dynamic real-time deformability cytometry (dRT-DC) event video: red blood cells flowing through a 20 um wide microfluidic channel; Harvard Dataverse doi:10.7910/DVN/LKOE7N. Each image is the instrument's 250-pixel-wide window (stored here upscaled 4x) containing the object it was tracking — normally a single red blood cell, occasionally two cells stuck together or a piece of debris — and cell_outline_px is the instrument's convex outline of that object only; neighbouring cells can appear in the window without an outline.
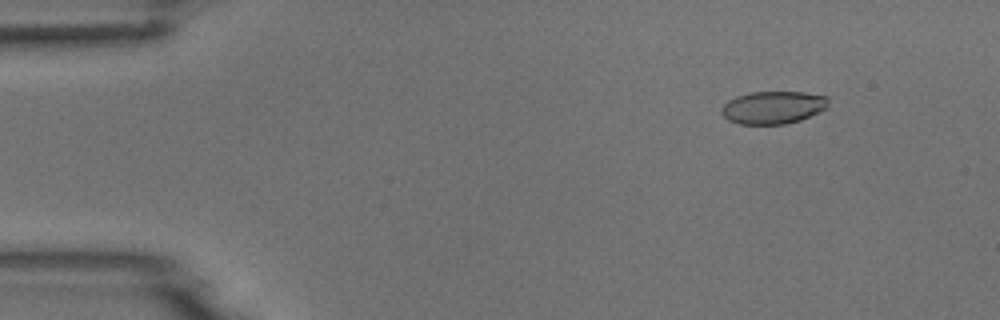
{"species": "common noctule bat (a hibernating species)", "species_latin": "Nyctalus noctula", "temperature_condition": "room temperature", "stored_images_in_passage": 54, "camera_frame_rate_fps": 3000, "um_per_image_px": 0.085, "animal": {"sex": "male", "body_mass_g": 18.8}, "frame": {"image": 1, "passage_image": 7, "time_ms": 2.0, "image_size_px": [1000, 320], "cell_outline_px": [[828, 108], [800, 120], [784, 124], [740, 124], [728, 120], [720, 112], [720, 108], [728, 100], [736, 96], [752, 92], [804, 92], [828, 96]], "centroid_in_image_um": [65.71, 9.13], "position_along_channel_um": 19.3, "area_um2": 20.46}}
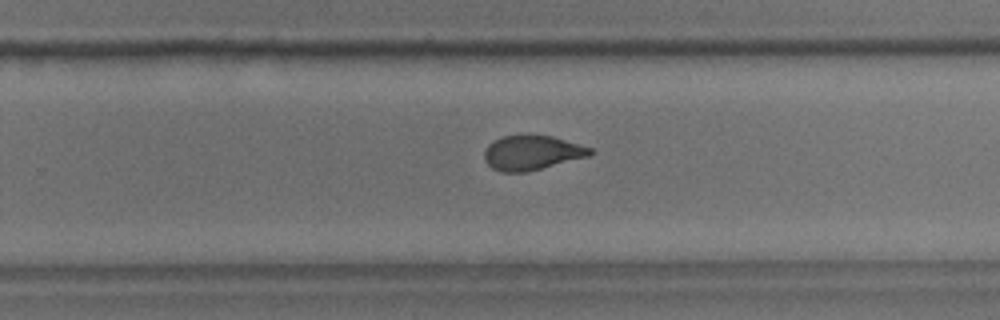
{"frame": {"image": 2, "passage_image": 35, "time_ms": 11.333, "image_size_px": [1000, 320], "cell_outline_px": [[596, 152], [588, 156], [528, 172], [500, 172], [492, 168], [484, 160], [484, 152], [488, 144], [504, 136], [552, 136], [592, 148]], "centroid_in_image_um": [45.21, 13.0], "position_along_channel_um": 284.6, "area_um2": 21.1}}
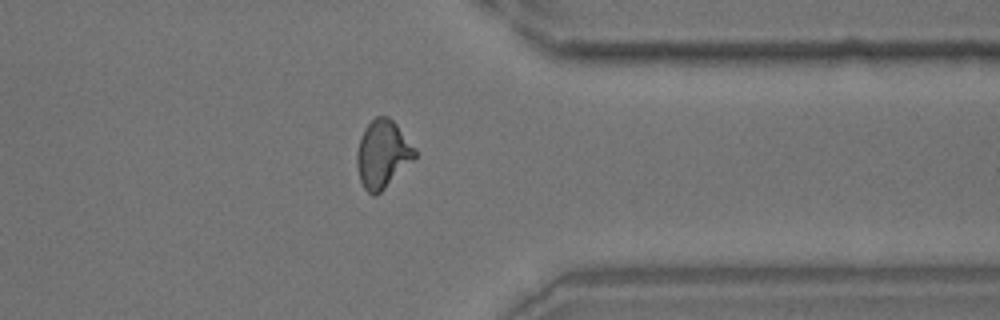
{"frame": {"image": 3, "passage_image": 43, "time_ms": 14.0, "image_size_px": [1000, 320], "cell_outline_px": [[416, 156], [376, 196], [372, 196], [364, 188], [360, 180], [356, 164], [356, 152], [360, 136], [364, 128], [376, 116], [388, 116], [396, 124], [416, 148]], "centroid_in_image_um": [32.49, 13.08], "position_along_channel_um": 378.9, "area_um2": 22.72}}